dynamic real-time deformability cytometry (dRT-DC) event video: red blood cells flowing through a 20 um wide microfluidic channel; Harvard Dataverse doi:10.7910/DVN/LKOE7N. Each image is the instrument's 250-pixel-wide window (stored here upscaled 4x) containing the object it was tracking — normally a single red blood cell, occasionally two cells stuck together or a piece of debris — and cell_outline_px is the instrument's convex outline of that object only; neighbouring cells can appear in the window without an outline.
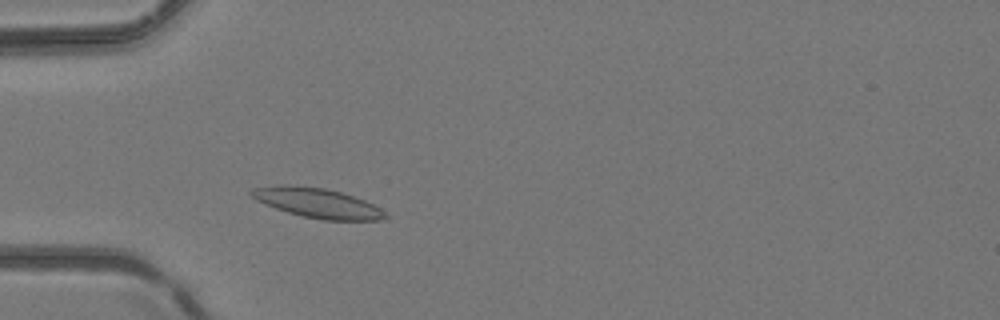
{"species": "common noctule bat (a hibernating species)", "species_latin": "Nyctalus noctula", "temperature_condition": "room temperature", "stored_images_in_passage": 3, "camera_frame_rate_fps": 3000, "um_per_image_px": 0.085, "animal": {"sex": "female", "body_mass_g": 24.6, "forearm_length_mm": 56.2}, "frame": {"image": 1, "passage_image": 3, "time_ms": 0.667, "image_size_px": [1000, 320], "cell_outline_px": [[388, 216], [380, 220], [324, 220], [304, 216], [288, 212], [264, 204], [256, 200], [248, 192], [252, 188], [276, 184], [288, 184], [324, 188], [340, 192], [364, 200], [380, 208]], "centroid_in_image_um": [26.92, 17.23], "position_along_channel_um": 58.1, "area_um2": 23.06}}